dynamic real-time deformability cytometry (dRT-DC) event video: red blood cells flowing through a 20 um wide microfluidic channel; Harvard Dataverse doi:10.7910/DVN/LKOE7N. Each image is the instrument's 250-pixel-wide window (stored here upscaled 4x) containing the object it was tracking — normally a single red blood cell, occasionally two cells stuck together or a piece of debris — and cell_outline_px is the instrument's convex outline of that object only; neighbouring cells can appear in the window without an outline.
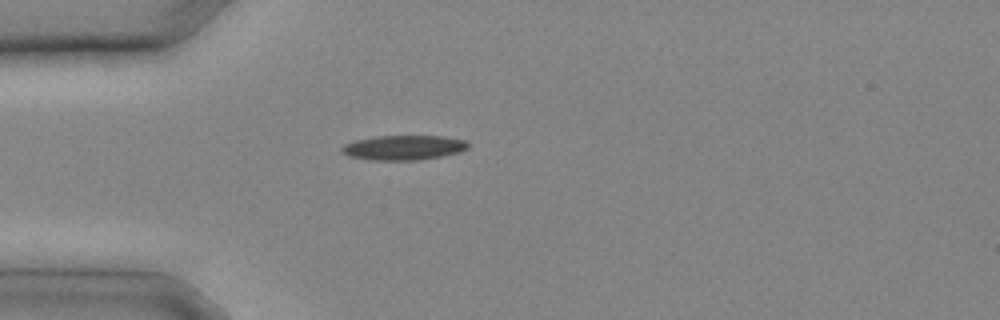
{"species": "common noctule bat (a hibernating species)", "species_latin": "Nyctalus noctula", "temperature_condition": "cold", "stored_images_in_passage": 5, "camera_frame_rate_fps": 3000, "um_per_image_px": 0.085, "animal": {"sex": "male", "body_mass_g": 20.4}, "frame": {"image": 1, "passage_image": 1, "time_ms": 0.0, "image_size_px": [1000, 320], "cell_outline_px": [[468, 148], [460, 152], [440, 156], [416, 160], [368, 160], [348, 156], [340, 152], [340, 148], [344, 144], [356, 140], [376, 136], [444, 136], [464, 140], [468, 144]], "centroid_in_image_um": [34.26, 12.55], "position_along_channel_um": 50.7, "area_um2": 18.21}}
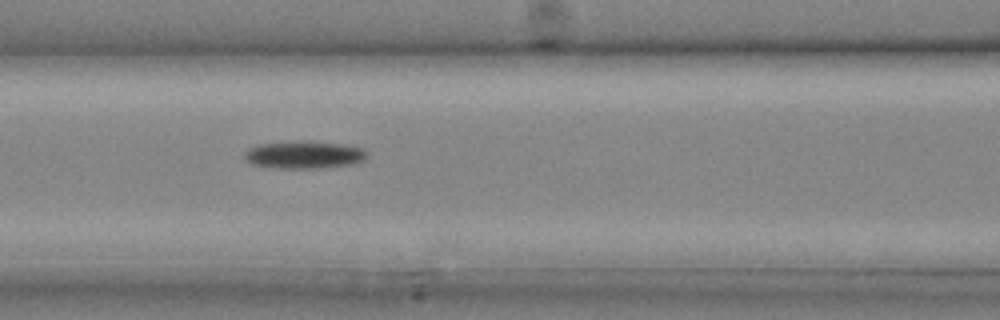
{"frame": {"image": 2, "passage_image": 5, "time_ms": 1.333, "image_size_px": [1000, 320], "cell_outline_px": [[368, 156], [364, 160], [356, 164], [324, 168], [276, 168], [252, 164], [244, 160], [244, 152], [248, 148], [260, 144], [340, 144], [360, 148], [368, 152]], "centroid_in_image_um": [25.86, 13.23], "position_along_channel_um": 140.7, "area_um2": 18.73}}